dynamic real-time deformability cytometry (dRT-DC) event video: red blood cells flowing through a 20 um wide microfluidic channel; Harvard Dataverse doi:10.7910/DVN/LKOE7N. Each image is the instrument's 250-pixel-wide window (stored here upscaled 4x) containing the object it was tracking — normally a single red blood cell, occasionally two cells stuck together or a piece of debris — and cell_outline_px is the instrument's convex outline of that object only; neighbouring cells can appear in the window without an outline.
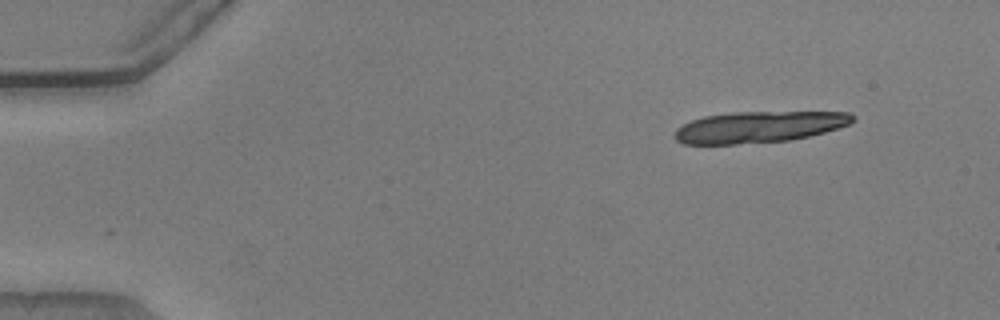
{"species": "common noctule bat (a hibernating species)", "species_latin": "Nyctalus noctula", "temperature_condition": "warm", "stored_images_in_passage": 11, "camera_frame_rate_fps": 3000, "um_per_image_px": 0.085, "animal": {"sex": "male", "body_mass_g": 20.5, "forearm_length_mm": 52.5}, "frame": {"image": 1, "passage_image": 2, "time_ms": 0.333, "image_size_px": [1000, 320], "cell_outline_px": [[856, 120], [848, 124], [824, 132], [792, 140], [736, 144], [684, 144], [676, 140], [672, 136], [676, 128], [692, 120], [704, 116], [732, 112], [852, 112], [856, 116]], "centroid_in_image_um": [64.5, 10.79], "position_along_channel_um": 20.5, "area_um2": 32.6}}